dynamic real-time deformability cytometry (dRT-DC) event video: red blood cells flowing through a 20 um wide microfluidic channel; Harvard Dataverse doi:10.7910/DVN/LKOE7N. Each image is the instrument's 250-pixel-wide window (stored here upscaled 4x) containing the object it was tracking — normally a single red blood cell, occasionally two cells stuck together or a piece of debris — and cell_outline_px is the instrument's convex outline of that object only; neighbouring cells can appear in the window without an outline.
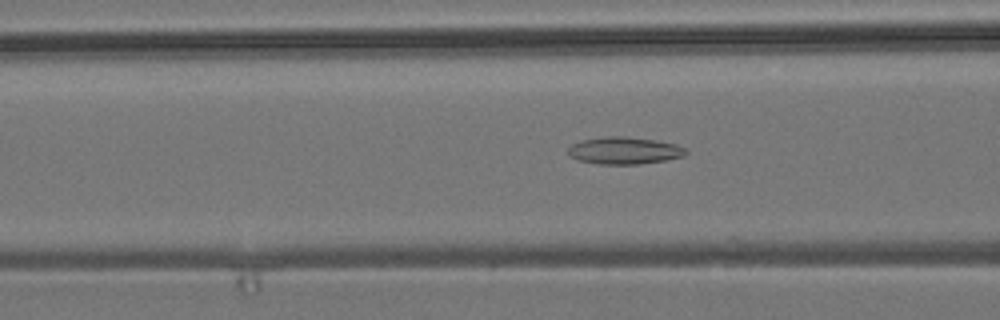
{"species": "common noctule bat (a hibernating species)", "species_latin": "Nyctalus noctula", "temperature_condition": "room temperature", "stored_images_in_passage": 51, "camera_frame_rate_fps": 3000, "um_per_image_px": 0.085, "animal": {"sex": "male", "body_mass_g": 19.2, "forearm_length_mm": 51.8}, "frame": {"image": 1, "passage_image": 18, "time_ms": 5.667, "image_size_px": [1000, 320], "cell_outline_px": [[688, 152], [684, 156], [664, 160], [640, 164], [596, 164], [580, 160], [568, 156], [568, 148], [572, 144], [580, 140], [608, 136], [624, 136], [656, 140], [676, 144], [684, 148]], "centroid_in_image_um": [53.04, 12.79], "position_along_channel_um": 113.6, "area_um2": 18.67}}
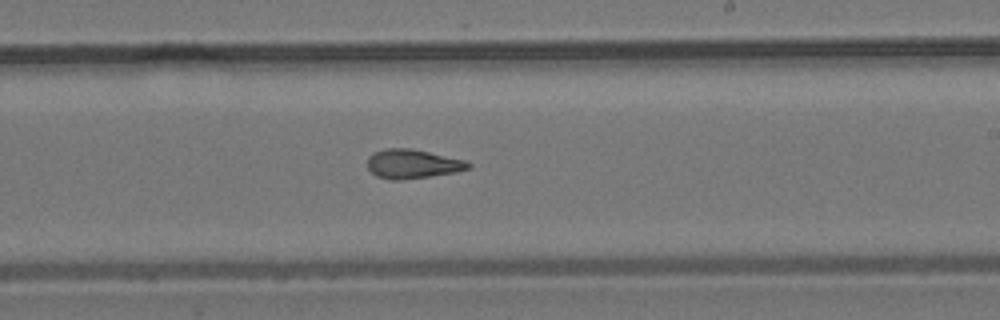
{"frame": {"image": 2, "passage_image": 29, "time_ms": 9.333, "image_size_px": [1000, 320], "cell_outline_px": [[472, 168], [456, 172], [400, 180], [392, 180], [376, 176], [368, 168], [368, 156], [384, 148], [412, 148], [464, 160], [472, 164]], "centroid_in_image_um": [35.07, 13.93], "position_along_channel_um": 253.9, "area_um2": 17.05}}
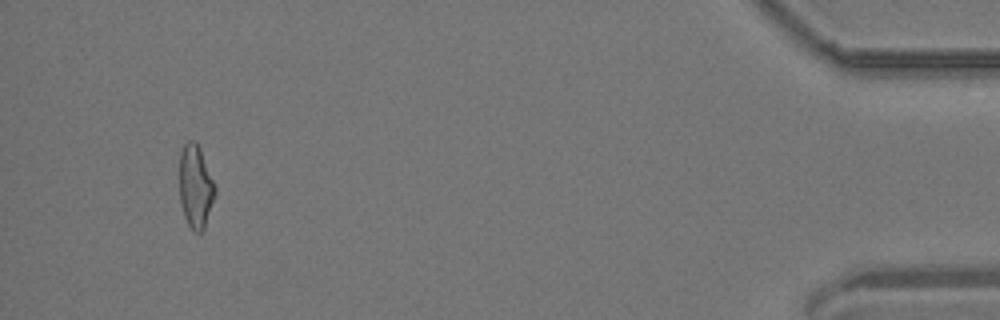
{"frame": {"image": 3, "passage_image": 48, "time_ms": 15.667, "image_size_px": [1000, 320], "cell_outline_px": [[216, 196], [204, 228], [200, 232], [192, 232], [184, 216], [180, 200], [180, 152], [184, 144], [188, 140], [192, 140], [200, 148], [216, 188]], "centroid_in_image_um": [16.63, 15.88], "position_along_channel_um": 418.6, "area_um2": 17.22}, "authors_computed_cell_mechanics": {"area_um2": 17.5134, "velocity_mm_per_s": 3.8246, "shape_relaxation_time_tau1_ms": null, "shape_relaxation_time_tau2_ms": 2.8637, "deformation_change_tau1": null, "deformation_change_tau2": 0.1179}}